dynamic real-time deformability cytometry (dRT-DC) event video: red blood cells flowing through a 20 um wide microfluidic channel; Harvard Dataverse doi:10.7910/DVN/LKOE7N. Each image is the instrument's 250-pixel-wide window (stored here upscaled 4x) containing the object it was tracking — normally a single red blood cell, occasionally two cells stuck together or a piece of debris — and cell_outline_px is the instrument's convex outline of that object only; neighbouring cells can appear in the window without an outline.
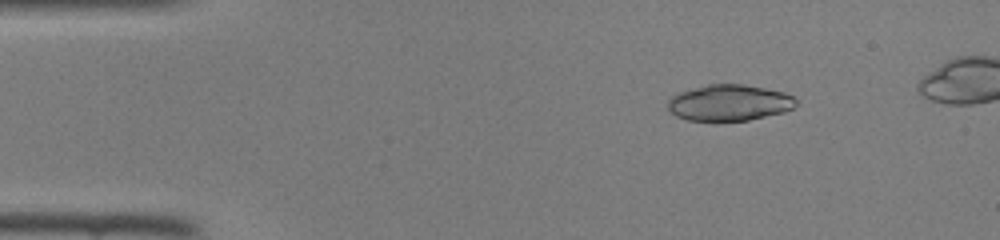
{"species": "common noctule bat (a hibernating species)", "species_latin": "Nyctalus noctula", "temperature_condition": "room temperature", "stored_images_in_passage": 39, "camera_frame_rate_fps": 3000, "um_per_image_px": 0.085, "animal": {"sex": "female", "body_mass_g": 22.0, "forearm_length_mm": 56.7}, "frame": {"image": 1, "passage_image": 2, "time_ms": 0.333, "image_size_px": [1000, 240], "cell_outline_px": [[796, 104], [792, 108], [784, 112], [748, 120], [688, 120], [676, 116], [668, 108], [668, 100], [672, 96], [680, 92], [692, 88], [708, 84], [744, 84], [784, 92], [792, 96], [796, 100]], "centroid_in_image_um": [61.98, 8.72], "position_along_channel_um": 23.0, "area_um2": 26.76}}
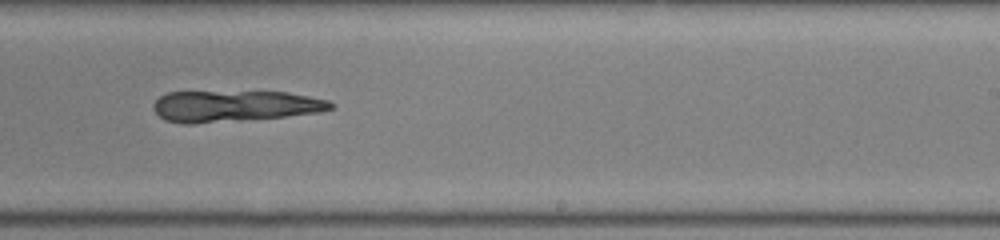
{"frame": {"image": 2, "passage_image": 24, "time_ms": 7.667, "image_size_px": [1000, 240], "cell_outline_px": [[336, 104], [332, 108], [316, 112], [284, 116], [240, 120], [192, 124], [180, 124], [164, 120], [152, 108], [152, 104], [160, 96], [168, 92], [288, 92], [328, 100]], "centroid_in_image_um": [19.88, 9.02], "position_along_channel_um": 269.1, "area_um2": 32.08}}
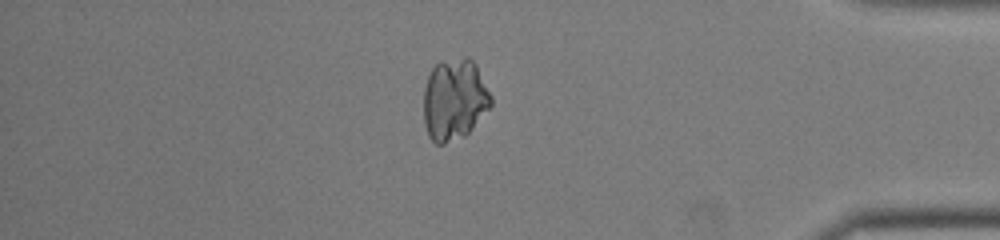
{"frame": {"image": 3, "passage_image": 35, "time_ms": 11.333, "image_size_px": [1000, 240], "cell_outline_px": [[492, 104], [472, 128], [464, 136], [444, 144], [436, 144], [428, 136], [424, 124], [424, 88], [428, 76], [432, 68], [440, 60], [468, 56], [476, 64], [492, 96]], "centroid_in_image_um": [38.61, 8.44], "position_along_channel_um": 396.6, "area_um2": 32.19}}